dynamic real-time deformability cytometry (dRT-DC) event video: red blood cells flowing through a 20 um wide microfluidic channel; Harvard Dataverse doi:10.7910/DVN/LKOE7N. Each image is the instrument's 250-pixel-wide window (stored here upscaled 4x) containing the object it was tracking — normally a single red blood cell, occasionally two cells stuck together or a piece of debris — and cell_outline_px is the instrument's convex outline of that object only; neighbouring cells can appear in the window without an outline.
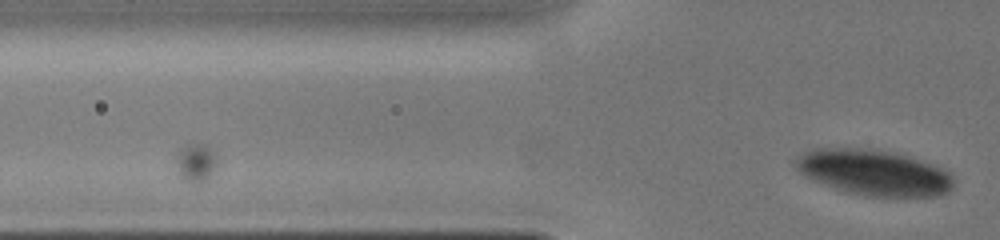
{"species": "human", "species_latin": "Homo sapiens", "temperature_condition": "cold", "stored_images_in_passage": 3, "camera_frame_rate_fps": 3000, "um_per_image_px": 0.085, "donor": {"sex": "male"}, "frame": {"image": 1, "passage_image": 3, "time_ms": 1.333, "image_size_px": [1000, 240], "cell_outline_px": [[952, 188], [936, 196], [864, 196], [844, 192], [812, 180], [804, 176], [796, 168], [796, 160], [804, 152], [812, 148], [868, 148], [892, 152], [908, 156], [952, 172]], "centroid_in_image_um": [74.24, 14.66], "position_along_channel_um": 51.6, "area_um2": 41.91}}